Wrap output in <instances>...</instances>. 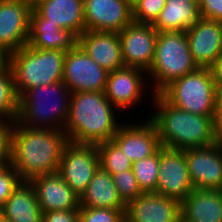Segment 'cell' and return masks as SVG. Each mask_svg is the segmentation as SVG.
<instances>
[{
    "mask_svg": "<svg viewBox=\"0 0 222 222\" xmlns=\"http://www.w3.org/2000/svg\"><path fill=\"white\" fill-rule=\"evenodd\" d=\"M80 208L126 209V204L118 194L112 175L99 167L80 197Z\"/></svg>",
    "mask_w": 222,
    "mask_h": 222,
    "instance_id": "cb8c5ba5",
    "label": "cell"
},
{
    "mask_svg": "<svg viewBox=\"0 0 222 222\" xmlns=\"http://www.w3.org/2000/svg\"><path fill=\"white\" fill-rule=\"evenodd\" d=\"M35 10L48 22L70 31L77 38L86 30L84 0H47Z\"/></svg>",
    "mask_w": 222,
    "mask_h": 222,
    "instance_id": "603a6c76",
    "label": "cell"
},
{
    "mask_svg": "<svg viewBox=\"0 0 222 222\" xmlns=\"http://www.w3.org/2000/svg\"><path fill=\"white\" fill-rule=\"evenodd\" d=\"M216 118L219 124L222 121V84H217Z\"/></svg>",
    "mask_w": 222,
    "mask_h": 222,
    "instance_id": "74e56055",
    "label": "cell"
},
{
    "mask_svg": "<svg viewBox=\"0 0 222 222\" xmlns=\"http://www.w3.org/2000/svg\"><path fill=\"white\" fill-rule=\"evenodd\" d=\"M21 182L17 171L10 163L0 166V207L6 203Z\"/></svg>",
    "mask_w": 222,
    "mask_h": 222,
    "instance_id": "d6a6232c",
    "label": "cell"
},
{
    "mask_svg": "<svg viewBox=\"0 0 222 222\" xmlns=\"http://www.w3.org/2000/svg\"><path fill=\"white\" fill-rule=\"evenodd\" d=\"M132 170L143 193L155 192L159 174V149L153 155L134 162Z\"/></svg>",
    "mask_w": 222,
    "mask_h": 222,
    "instance_id": "f1b7e54d",
    "label": "cell"
},
{
    "mask_svg": "<svg viewBox=\"0 0 222 222\" xmlns=\"http://www.w3.org/2000/svg\"><path fill=\"white\" fill-rule=\"evenodd\" d=\"M166 0H139L133 7V22L153 24L165 6Z\"/></svg>",
    "mask_w": 222,
    "mask_h": 222,
    "instance_id": "1f68e13d",
    "label": "cell"
},
{
    "mask_svg": "<svg viewBox=\"0 0 222 222\" xmlns=\"http://www.w3.org/2000/svg\"><path fill=\"white\" fill-rule=\"evenodd\" d=\"M198 7L200 17L222 22V0H201Z\"/></svg>",
    "mask_w": 222,
    "mask_h": 222,
    "instance_id": "e575fe53",
    "label": "cell"
},
{
    "mask_svg": "<svg viewBox=\"0 0 222 222\" xmlns=\"http://www.w3.org/2000/svg\"><path fill=\"white\" fill-rule=\"evenodd\" d=\"M19 98L7 63L0 65V120L16 121Z\"/></svg>",
    "mask_w": 222,
    "mask_h": 222,
    "instance_id": "4316f807",
    "label": "cell"
},
{
    "mask_svg": "<svg viewBox=\"0 0 222 222\" xmlns=\"http://www.w3.org/2000/svg\"><path fill=\"white\" fill-rule=\"evenodd\" d=\"M77 44V37L68 30L48 22L35 9L31 11L27 45L41 50L69 51Z\"/></svg>",
    "mask_w": 222,
    "mask_h": 222,
    "instance_id": "44dd1931",
    "label": "cell"
},
{
    "mask_svg": "<svg viewBox=\"0 0 222 222\" xmlns=\"http://www.w3.org/2000/svg\"><path fill=\"white\" fill-rule=\"evenodd\" d=\"M31 11L22 0H0V49L7 56L27 45Z\"/></svg>",
    "mask_w": 222,
    "mask_h": 222,
    "instance_id": "4fadbf2b",
    "label": "cell"
},
{
    "mask_svg": "<svg viewBox=\"0 0 222 222\" xmlns=\"http://www.w3.org/2000/svg\"><path fill=\"white\" fill-rule=\"evenodd\" d=\"M189 177L194 189L222 190V143L185 149Z\"/></svg>",
    "mask_w": 222,
    "mask_h": 222,
    "instance_id": "7c38bea8",
    "label": "cell"
},
{
    "mask_svg": "<svg viewBox=\"0 0 222 222\" xmlns=\"http://www.w3.org/2000/svg\"><path fill=\"white\" fill-rule=\"evenodd\" d=\"M112 177L118 194L126 205L143 194L132 169L113 174Z\"/></svg>",
    "mask_w": 222,
    "mask_h": 222,
    "instance_id": "f546056e",
    "label": "cell"
},
{
    "mask_svg": "<svg viewBox=\"0 0 222 222\" xmlns=\"http://www.w3.org/2000/svg\"><path fill=\"white\" fill-rule=\"evenodd\" d=\"M159 94L171 105L189 113L216 116L217 84L210 68H198L175 79Z\"/></svg>",
    "mask_w": 222,
    "mask_h": 222,
    "instance_id": "52a82bcc",
    "label": "cell"
},
{
    "mask_svg": "<svg viewBox=\"0 0 222 222\" xmlns=\"http://www.w3.org/2000/svg\"><path fill=\"white\" fill-rule=\"evenodd\" d=\"M128 4L133 7L139 0H126Z\"/></svg>",
    "mask_w": 222,
    "mask_h": 222,
    "instance_id": "b9f144b4",
    "label": "cell"
},
{
    "mask_svg": "<svg viewBox=\"0 0 222 222\" xmlns=\"http://www.w3.org/2000/svg\"><path fill=\"white\" fill-rule=\"evenodd\" d=\"M108 74L78 44L67 51L62 81L71 93L105 92Z\"/></svg>",
    "mask_w": 222,
    "mask_h": 222,
    "instance_id": "9c48e42d",
    "label": "cell"
},
{
    "mask_svg": "<svg viewBox=\"0 0 222 222\" xmlns=\"http://www.w3.org/2000/svg\"><path fill=\"white\" fill-rule=\"evenodd\" d=\"M42 222H79V210H54L42 214Z\"/></svg>",
    "mask_w": 222,
    "mask_h": 222,
    "instance_id": "d590c367",
    "label": "cell"
},
{
    "mask_svg": "<svg viewBox=\"0 0 222 222\" xmlns=\"http://www.w3.org/2000/svg\"><path fill=\"white\" fill-rule=\"evenodd\" d=\"M14 124L15 121L0 120V166L10 163Z\"/></svg>",
    "mask_w": 222,
    "mask_h": 222,
    "instance_id": "836d02e7",
    "label": "cell"
},
{
    "mask_svg": "<svg viewBox=\"0 0 222 222\" xmlns=\"http://www.w3.org/2000/svg\"><path fill=\"white\" fill-rule=\"evenodd\" d=\"M185 32L196 65L210 68L222 53V22L200 17Z\"/></svg>",
    "mask_w": 222,
    "mask_h": 222,
    "instance_id": "9a60e30c",
    "label": "cell"
},
{
    "mask_svg": "<svg viewBox=\"0 0 222 222\" xmlns=\"http://www.w3.org/2000/svg\"><path fill=\"white\" fill-rule=\"evenodd\" d=\"M7 55L0 49V65L6 63Z\"/></svg>",
    "mask_w": 222,
    "mask_h": 222,
    "instance_id": "ab89813d",
    "label": "cell"
},
{
    "mask_svg": "<svg viewBox=\"0 0 222 222\" xmlns=\"http://www.w3.org/2000/svg\"><path fill=\"white\" fill-rule=\"evenodd\" d=\"M146 72L135 67H122L109 72L105 95L109 102L122 111L138 105L145 87Z\"/></svg>",
    "mask_w": 222,
    "mask_h": 222,
    "instance_id": "2e32d148",
    "label": "cell"
},
{
    "mask_svg": "<svg viewBox=\"0 0 222 222\" xmlns=\"http://www.w3.org/2000/svg\"><path fill=\"white\" fill-rule=\"evenodd\" d=\"M156 111L149 116L160 145L174 150L208 147L219 142L216 116L189 113L168 103L160 94H151ZM158 110V111H157Z\"/></svg>",
    "mask_w": 222,
    "mask_h": 222,
    "instance_id": "6da1fadb",
    "label": "cell"
},
{
    "mask_svg": "<svg viewBox=\"0 0 222 222\" xmlns=\"http://www.w3.org/2000/svg\"><path fill=\"white\" fill-rule=\"evenodd\" d=\"M126 209L79 208V222H124Z\"/></svg>",
    "mask_w": 222,
    "mask_h": 222,
    "instance_id": "4dcf8cb0",
    "label": "cell"
},
{
    "mask_svg": "<svg viewBox=\"0 0 222 222\" xmlns=\"http://www.w3.org/2000/svg\"><path fill=\"white\" fill-rule=\"evenodd\" d=\"M194 189L189 177L185 150L159 148V174L156 191L180 203Z\"/></svg>",
    "mask_w": 222,
    "mask_h": 222,
    "instance_id": "30bf717a",
    "label": "cell"
},
{
    "mask_svg": "<svg viewBox=\"0 0 222 222\" xmlns=\"http://www.w3.org/2000/svg\"><path fill=\"white\" fill-rule=\"evenodd\" d=\"M99 167L96 144L69 140L64 148L57 173L81 197Z\"/></svg>",
    "mask_w": 222,
    "mask_h": 222,
    "instance_id": "ba28073f",
    "label": "cell"
},
{
    "mask_svg": "<svg viewBox=\"0 0 222 222\" xmlns=\"http://www.w3.org/2000/svg\"><path fill=\"white\" fill-rule=\"evenodd\" d=\"M210 70L215 83L222 84V53L216 58Z\"/></svg>",
    "mask_w": 222,
    "mask_h": 222,
    "instance_id": "8d00e7d4",
    "label": "cell"
},
{
    "mask_svg": "<svg viewBox=\"0 0 222 222\" xmlns=\"http://www.w3.org/2000/svg\"><path fill=\"white\" fill-rule=\"evenodd\" d=\"M3 218V210L2 207H0V220Z\"/></svg>",
    "mask_w": 222,
    "mask_h": 222,
    "instance_id": "7bdbcfd3",
    "label": "cell"
},
{
    "mask_svg": "<svg viewBox=\"0 0 222 222\" xmlns=\"http://www.w3.org/2000/svg\"><path fill=\"white\" fill-rule=\"evenodd\" d=\"M127 222H181L180 202L160 194L143 193L126 205Z\"/></svg>",
    "mask_w": 222,
    "mask_h": 222,
    "instance_id": "ac0fdd59",
    "label": "cell"
},
{
    "mask_svg": "<svg viewBox=\"0 0 222 222\" xmlns=\"http://www.w3.org/2000/svg\"><path fill=\"white\" fill-rule=\"evenodd\" d=\"M0 222H11V221H9V220H7V219H5L4 217L0 220Z\"/></svg>",
    "mask_w": 222,
    "mask_h": 222,
    "instance_id": "ee69618b",
    "label": "cell"
},
{
    "mask_svg": "<svg viewBox=\"0 0 222 222\" xmlns=\"http://www.w3.org/2000/svg\"><path fill=\"white\" fill-rule=\"evenodd\" d=\"M118 34L124 66L139 68L147 73L154 58L158 31L152 24L132 22Z\"/></svg>",
    "mask_w": 222,
    "mask_h": 222,
    "instance_id": "8fae6325",
    "label": "cell"
},
{
    "mask_svg": "<svg viewBox=\"0 0 222 222\" xmlns=\"http://www.w3.org/2000/svg\"><path fill=\"white\" fill-rule=\"evenodd\" d=\"M100 167L111 175L132 169L131 160L112 141H105L97 145Z\"/></svg>",
    "mask_w": 222,
    "mask_h": 222,
    "instance_id": "83f0119b",
    "label": "cell"
},
{
    "mask_svg": "<svg viewBox=\"0 0 222 222\" xmlns=\"http://www.w3.org/2000/svg\"><path fill=\"white\" fill-rule=\"evenodd\" d=\"M66 51L41 50L28 45L7 56L18 98L27 90L63 80Z\"/></svg>",
    "mask_w": 222,
    "mask_h": 222,
    "instance_id": "5b68a950",
    "label": "cell"
},
{
    "mask_svg": "<svg viewBox=\"0 0 222 222\" xmlns=\"http://www.w3.org/2000/svg\"><path fill=\"white\" fill-rule=\"evenodd\" d=\"M38 204L42 213L54 210H79L80 197L55 172L32 178Z\"/></svg>",
    "mask_w": 222,
    "mask_h": 222,
    "instance_id": "d6986e66",
    "label": "cell"
},
{
    "mask_svg": "<svg viewBox=\"0 0 222 222\" xmlns=\"http://www.w3.org/2000/svg\"><path fill=\"white\" fill-rule=\"evenodd\" d=\"M68 136L62 130L31 129L16 121L12 131L10 164L22 181L58 170Z\"/></svg>",
    "mask_w": 222,
    "mask_h": 222,
    "instance_id": "7a4b0ae2",
    "label": "cell"
},
{
    "mask_svg": "<svg viewBox=\"0 0 222 222\" xmlns=\"http://www.w3.org/2000/svg\"><path fill=\"white\" fill-rule=\"evenodd\" d=\"M71 94L63 81L27 90L19 97L16 122L31 129L64 131Z\"/></svg>",
    "mask_w": 222,
    "mask_h": 222,
    "instance_id": "277c9868",
    "label": "cell"
},
{
    "mask_svg": "<svg viewBox=\"0 0 222 222\" xmlns=\"http://www.w3.org/2000/svg\"><path fill=\"white\" fill-rule=\"evenodd\" d=\"M112 141L132 163L153 155L161 147L157 129L149 118L140 125L121 124Z\"/></svg>",
    "mask_w": 222,
    "mask_h": 222,
    "instance_id": "e0dca14e",
    "label": "cell"
},
{
    "mask_svg": "<svg viewBox=\"0 0 222 222\" xmlns=\"http://www.w3.org/2000/svg\"><path fill=\"white\" fill-rule=\"evenodd\" d=\"M85 29L119 33L133 22V10L126 0H84Z\"/></svg>",
    "mask_w": 222,
    "mask_h": 222,
    "instance_id": "5bb4252c",
    "label": "cell"
},
{
    "mask_svg": "<svg viewBox=\"0 0 222 222\" xmlns=\"http://www.w3.org/2000/svg\"><path fill=\"white\" fill-rule=\"evenodd\" d=\"M77 44L108 72L124 67L118 33L85 30L77 38Z\"/></svg>",
    "mask_w": 222,
    "mask_h": 222,
    "instance_id": "ffe728a7",
    "label": "cell"
},
{
    "mask_svg": "<svg viewBox=\"0 0 222 222\" xmlns=\"http://www.w3.org/2000/svg\"><path fill=\"white\" fill-rule=\"evenodd\" d=\"M3 217L11 222H42V210L33 186L22 181L2 206Z\"/></svg>",
    "mask_w": 222,
    "mask_h": 222,
    "instance_id": "d4e9b609",
    "label": "cell"
},
{
    "mask_svg": "<svg viewBox=\"0 0 222 222\" xmlns=\"http://www.w3.org/2000/svg\"><path fill=\"white\" fill-rule=\"evenodd\" d=\"M218 125H219V141L222 143V121Z\"/></svg>",
    "mask_w": 222,
    "mask_h": 222,
    "instance_id": "60d3db41",
    "label": "cell"
},
{
    "mask_svg": "<svg viewBox=\"0 0 222 222\" xmlns=\"http://www.w3.org/2000/svg\"><path fill=\"white\" fill-rule=\"evenodd\" d=\"M181 222H222V191L193 189L180 203Z\"/></svg>",
    "mask_w": 222,
    "mask_h": 222,
    "instance_id": "7402d4cb",
    "label": "cell"
},
{
    "mask_svg": "<svg viewBox=\"0 0 222 222\" xmlns=\"http://www.w3.org/2000/svg\"><path fill=\"white\" fill-rule=\"evenodd\" d=\"M190 1H193V2H195L196 4L199 5V3H200L201 0H190Z\"/></svg>",
    "mask_w": 222,
    "mask_h": 222,
    "instance_id": "f6af8a7d",
    "label": "cell"
},
{
    "mask_svg": "<svg viewBox=\"0 0 222 222\" xmlns=\"http://www.w3.org/2000/svg\"><path fill=\"white\" fill-rule=\"evenodd\" d=\"M198 68L186 32H158L154 58L146 73L153 78V94H159L172 81Z\"/></svg>",
    "mask_w": 222,
    "mask_h": 222,
    "instance_id": "8992f818",
    "label": "cell"
},
{
    "mask_svg": "<svg viewBox=\"0 0 222 222\" xmlns=\"http://www.w3.org/2000/svg\"><path fill=\"white\" fill-rule=\"evenodd\" d=\"M24 4L28 5L32 10L37 8L41 3L46 2L47 0H22Z\"/></svg>",
    "mask_w": 222,
    "mask_h": 222,
    "instance_id": "f35d334b",
    "label": "cell"
},
{
    "mask_svg": "<svg viewBox=\"0 0 222 222\" xmlns=\"http://www.w3.org/2000/svg\"><path fill=\"white\" fill-rule=\"evenodd\" d=\"M200 18L199 7L190 0H166L163 10L152 24L158 32H185Z\"/></svg>",
    "mask_w": 222,
    "mask_h": 222,
    "instance_id": "484cf974",
    "label": "cell"
},
{
    "mask_svg": "<svg viewBox=\"0 0 222 222\" xmlns=\"http://www.w3.org/2000/svg\"><path fill=\"white\" fill-rule=\"evenodd\" d=\"M115 109L105 92L72 93L64 129L68 140L96 145L112 140L120 127Z\"/></svg>",
    "mask_w": 222,
    "mask_h": 222,
    "instance_id": "3957f363",
    "label": "cell"
}]
</instances>
